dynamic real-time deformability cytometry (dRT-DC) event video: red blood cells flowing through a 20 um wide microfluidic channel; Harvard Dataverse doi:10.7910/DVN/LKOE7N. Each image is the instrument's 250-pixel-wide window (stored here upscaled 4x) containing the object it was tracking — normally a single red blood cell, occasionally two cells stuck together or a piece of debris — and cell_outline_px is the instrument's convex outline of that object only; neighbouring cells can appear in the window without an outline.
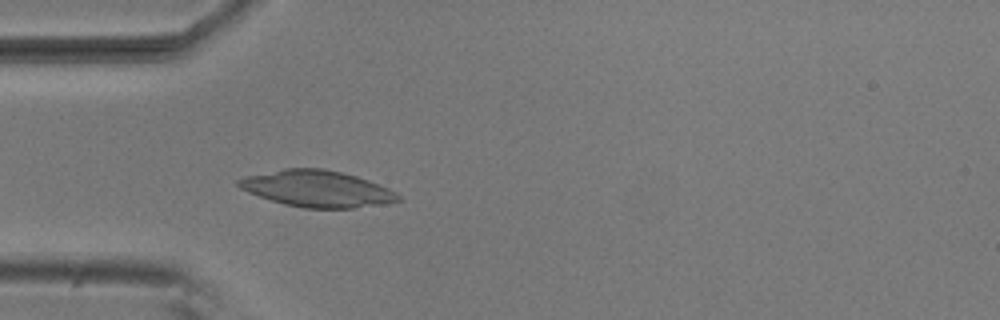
{"species": "common noctule bat (a hibernating species)", "species_latin": "Nyctalus noctula", "temperature_condition": "room temperature", "stored_images_in_passage": 4, "camera_frame_rate_fps": 3000, "um_per_image_px": 0.085, "animal": {"sex": "male", "body_mass_g": 20.5, "forearm_length_mm": 52.5}, "frame": {"image": 1, "passage_image": 4, "time_ms": 1.0, "image_size_px": [1000, 320], "cell_outline_px": [[400, 200], [388, 204], [352, 208], [304, 208], [284, 204], [248, 192], [240, 188], [236, 184], [236, 180], [244, 176], [284, 168], [324, 168], [356, 176], [368, 180], [388, 188], [396, 192], [400, 196]], "centroid_in_image_um": [26.95, 16.04], "position_along_channel_um": 58.1, "area_um2": 33.93}}